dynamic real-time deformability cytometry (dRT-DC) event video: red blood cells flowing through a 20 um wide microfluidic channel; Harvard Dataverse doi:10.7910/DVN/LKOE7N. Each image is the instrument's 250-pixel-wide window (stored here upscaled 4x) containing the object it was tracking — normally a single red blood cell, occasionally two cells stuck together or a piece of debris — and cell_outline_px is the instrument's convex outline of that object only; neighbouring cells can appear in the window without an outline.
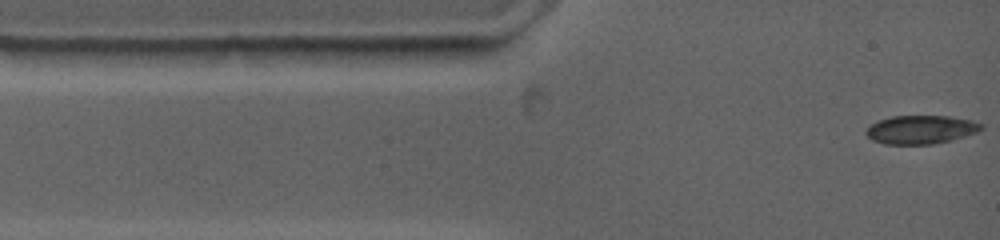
{"species": "common noctule bat (a hibernating species)", "species_latin": "Nyctalus noctula", "temperature_condition": "warm", "stored_images_in_passage": 47, "camera_frame_rate_fps": 4500, "um_per_image_px": 0.085, "animal": {"sex": "female", "body_mass_g": 19.0, "forearm_length_mm": 53.3}, "frame": {"image": 1, "passage_image": 1, "time_ms": 0.0, "image_size_px": [1000, 240], "cell_outline_px": [[984, 128], [976, 132], [952, 140], [932, 144], [884, 144], [872, 140], [864, 132], [876, 120], [892, 116], [948, 116], [972, 120], [984, 124]], "centroid_in_image_um": [78.27, 11.01], "position_along_channel_um": 6.7, "area_um2": 19.19}}
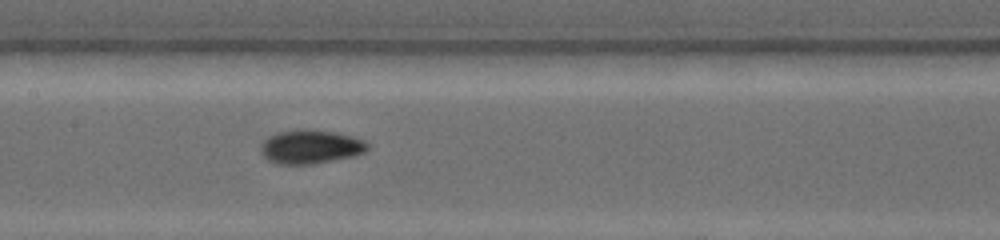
{"frame": {"image": 2, "passage_image": 19, "time_ms": 5.778, "image_size_px": [1000, 240], "cell_outline_px": [[368, 148], [364, 152], [352, 156], [312, 164], [276, 164], [268, 160], [260, 152], [260, 144], [268, 136], [280, 132], [300, 128], [308, 128], [336, 132], [352, 136], [364, 140], [368, 144]], "centroid_in_image_um": [26.36, 12.46], "position_along_channel_um": 181.0, "area_um2": 21.21}}
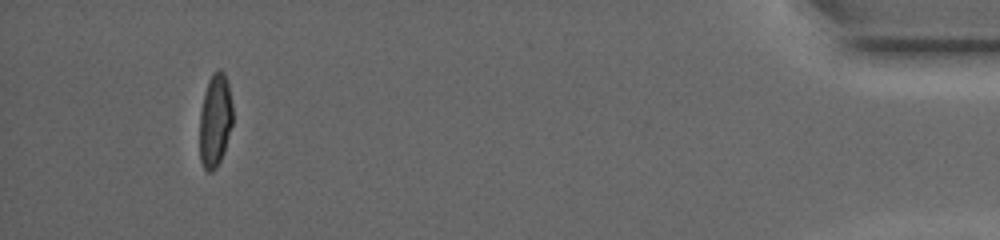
{"frame": {"image": 3, "passage_image": 41, "time_ms": 14.889, "image_size_px": [1000, 240], "cell_outline_px": [[232, 124], [224, 152], [216, 168], [212, 172], [208, 172], [204, 168], [200, 160], [200, 112], [208, 80], [212, 72], [220, 68], [224, 72], [228, 84], [232, 104]], "centroid_in_image_um": [18.28, 10.23], "position_along_channel_um": 416.9, "area_um2": 17.98}, "authors_computed_cell_mechanics": {"area_um2": 19.5942, "velocity_mm_per_s": 3.7321, "shape_relaxation_time_tau1_ms": 7.2342, "shape_relaxation_time_tau2_ms": null, "deformation_change_tau1": 0.2347, "deformation_change_tau2": null}}